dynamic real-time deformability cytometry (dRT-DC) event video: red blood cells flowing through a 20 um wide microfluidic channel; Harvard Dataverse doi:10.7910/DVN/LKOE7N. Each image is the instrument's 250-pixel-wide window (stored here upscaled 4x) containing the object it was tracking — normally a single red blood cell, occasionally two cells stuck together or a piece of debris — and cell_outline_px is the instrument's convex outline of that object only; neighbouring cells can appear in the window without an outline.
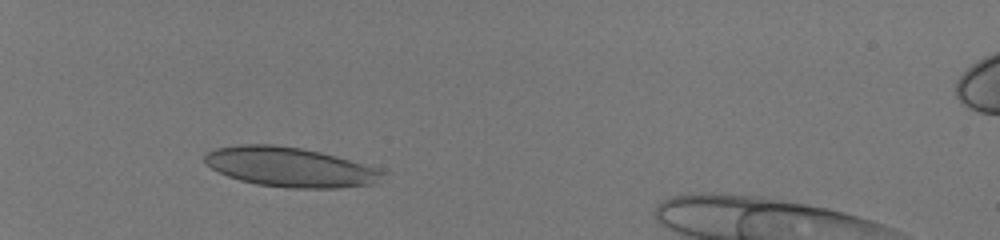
{"species": "human", "species_latin": "Homo sapiens", "temperature_condition": "room temperature", "stored_images_in_passage": 41, "camera_frame_rate_fps": 3000, "um_per_image_px": 0.085, "donor": {"sex": "male"}, "frame": {"image": 1, "passage_image": 9, "time_ms": 2.667, "image_size_px": [1000, 240], "cell_outline_px": [[388, 172], [372, 184], [336, 188], [288, 188], [256, 184], [240, 180], [228, 176], [212, 168], [204, 160], [204, 156], [208, 152], [216, 148], [240, 144], [272, 144], [300, 148], [320, 152], [336, 156]], "centroid_in_image_um": [24.62, 14.2], "position_along_channel_um": 60.4, "area_um2": 40.63}}
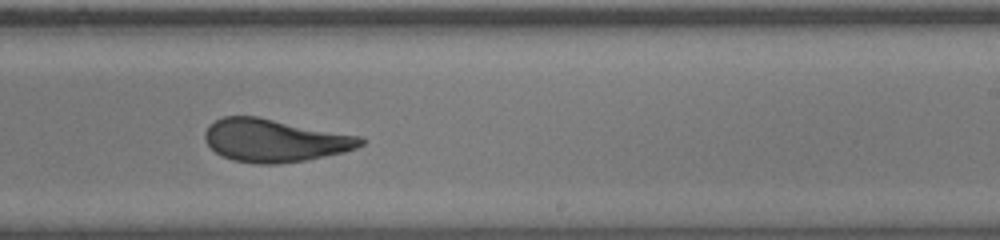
{"frame": {"image": 2, "passage_image": 27, "time_ms": 8.667, "image_size_px": [1000, 240], "cell_outline_px": [[368, 140], [364, 144], [356, 148], [344, 152], [304, 160], [280, 164], [256, 164], [232, 160], [216, 152], [204, 140], [204, 132], [216, 120], [224, 116], [256, 116], [360, 136]], "centroid_in_image_um": [23.36, 11.94], "position_along_channel_um": 265.6, "area_um2": 38.73}}
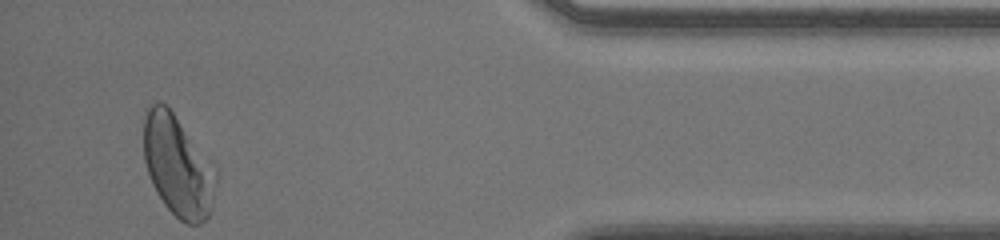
{"frame": {"image": 3, "passage_image": 41, "time_ms": 13.333, "image_size_px": [1000, 240], "cell_outline_px": [[216, 180], [212, 208], [208, 216], [200, 224], [188, 224], [180, 220], [164, 204], [156, 192], [152, 184], [144, 160], [144, 108], [148, 104], [164, 104], [172, 112], [212, 160], [216, 168]], "centroid_in_image_um": [15.12, 14.1], "position_along_channel_um": 420.1, "area_um2": 42.66}, "authors_computed_cell_mechanics": {"area_um2": 39.2462, "velocity_mm_per_s": 4.0352, "shape_relaxation_time_tau1_ms": 5.0741, "shape_relaxation_time_tau2_ms": 0.6374, "deformation_change_tau1": 0.1661, "deformation_change_tau2": 0.0593}}